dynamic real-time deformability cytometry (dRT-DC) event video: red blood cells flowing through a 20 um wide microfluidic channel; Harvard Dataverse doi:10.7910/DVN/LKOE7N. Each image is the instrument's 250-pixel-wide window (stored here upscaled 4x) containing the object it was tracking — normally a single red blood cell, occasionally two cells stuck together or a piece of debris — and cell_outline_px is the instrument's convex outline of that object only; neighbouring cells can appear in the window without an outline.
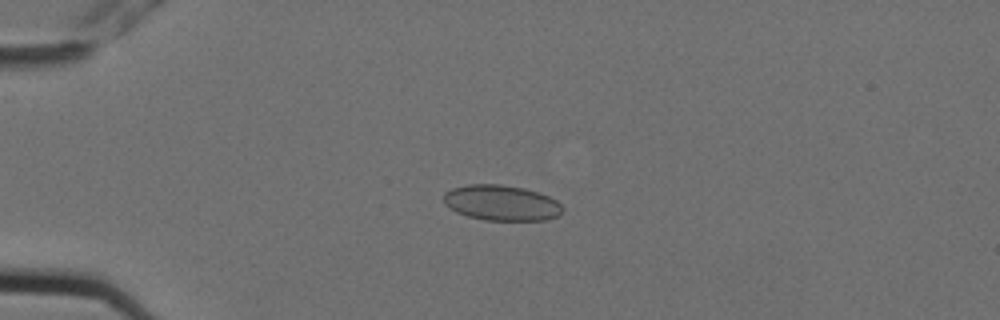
{"species": "Egyptian fruit bat (a non-hibernating species)", "species_latin": "Rousettus aegyptiacus", "temperature_condition": "cold", "stored_images_in_passage": 8, "camera_frame_rate_fps": 3000, "um_per_image_px": 0.085, "animal": {"sex": "female"}, "frame": {"image": 1, "passage_image": 5, "time_ms": 1.333, "image_size_px": [1000, 320], "cell_outline_px": [[564, 208], [556, 216], [544, 220], [484, 220], [468, 216], [456, 212], [444, 204], [444, 192], [452, 188], [468, 184], [500, 184], [524, 188], [540, 192], [556, 200]], "centroid_in_image_um": [42.6, 17.23], "position_along_channel_um": 42.4, "area_um2": 24.62}}
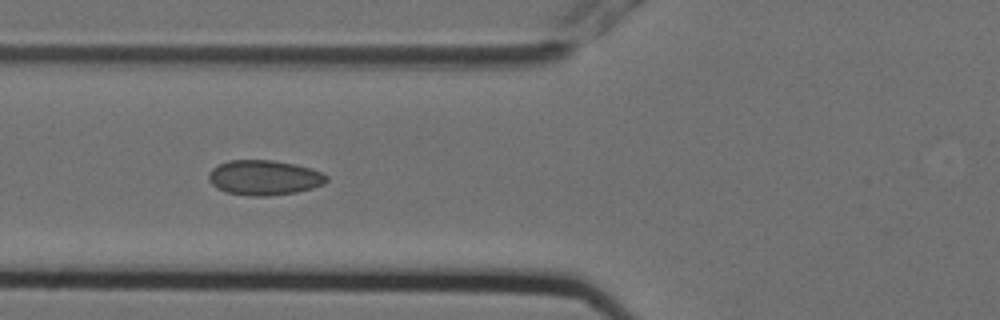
{"frame": {"image": 2, "passage_image": 7, "time_ms": 2.0, "image_size_px": [1000, 320], "cell_outline_px": [[328, 180], [324, 184], [312, 188], [296, 192], [268, 196], [248, 196], [224, 192], [216, 188], [208, 180], [208, 172], [212, 168], [228, 160], [272, 160], [296, 164], [312, 168], [328, 176]], "centroid_in_image_um": [22.44, 15.1], "position_along_channel_um": 103.4, "area_um2": 24.28}}
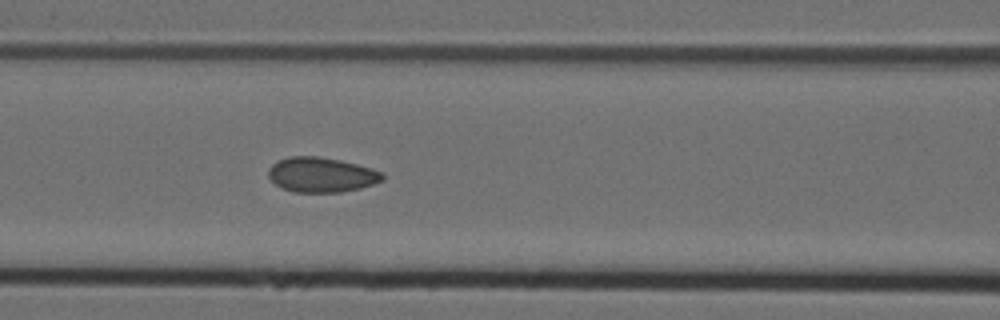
{"frame": {"image": 3, "passage_image": 8, "time_ms": 2.333, "image_size_px": [1000, 320], "cell_outline_px": [[384, 180], [360, 188], [340, 192], [292, 192], [276, 184], [268, 176], [268, 168], [272, 164], [288, 156], [320, 156], [340, 160], [372, 168], [380, 172], [384, 176]], "centroid_in_image_um": [27.31, 14.85], "position_along_channel_um": 139.3, "area_um2": 23.12}}